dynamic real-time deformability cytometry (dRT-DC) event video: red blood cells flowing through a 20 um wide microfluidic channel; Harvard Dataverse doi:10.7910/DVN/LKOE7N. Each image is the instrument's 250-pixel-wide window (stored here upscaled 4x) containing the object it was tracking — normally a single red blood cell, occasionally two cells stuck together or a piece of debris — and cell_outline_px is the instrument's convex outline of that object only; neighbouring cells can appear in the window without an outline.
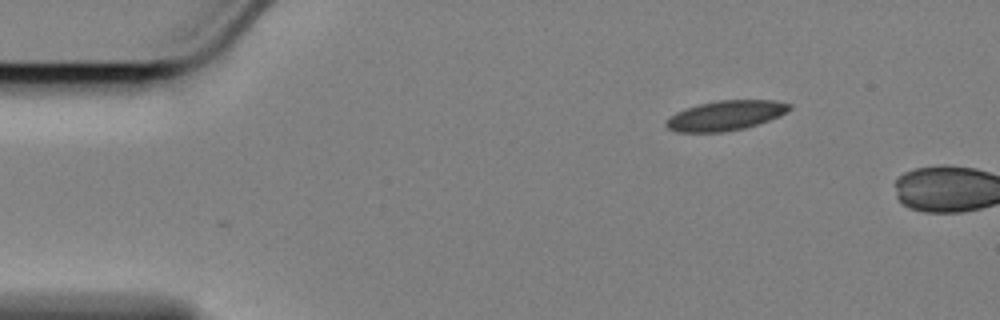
{"species": "Egyptian fruit bat (a non-hibernating species)", "species_latin": "Rousettus aegyptiacus", "temperature_condition": "cold", "stored_images_in_passage": 2, "camera_frame_rate_fps": 3000, "um_per_image_px": 0.085, "animal": {"sex": "female"}, "frame": {"image": 1, "passage_image": 2, "time_ms": 0.333, "image_size_px": [1000, 320], "cell_outline_px": [[792, 108], [788, 112], [780, 116], [744, 128], [720, 132], [676, 132], [668, 128], [664, 124], [676, 112], [700, 104], [720, 100], [776, 100], [792, 104]], "centroid_in_image_um": [61.73, 9.81], "position_along_channel_um": 23.3, "area_um2": 21.21}}